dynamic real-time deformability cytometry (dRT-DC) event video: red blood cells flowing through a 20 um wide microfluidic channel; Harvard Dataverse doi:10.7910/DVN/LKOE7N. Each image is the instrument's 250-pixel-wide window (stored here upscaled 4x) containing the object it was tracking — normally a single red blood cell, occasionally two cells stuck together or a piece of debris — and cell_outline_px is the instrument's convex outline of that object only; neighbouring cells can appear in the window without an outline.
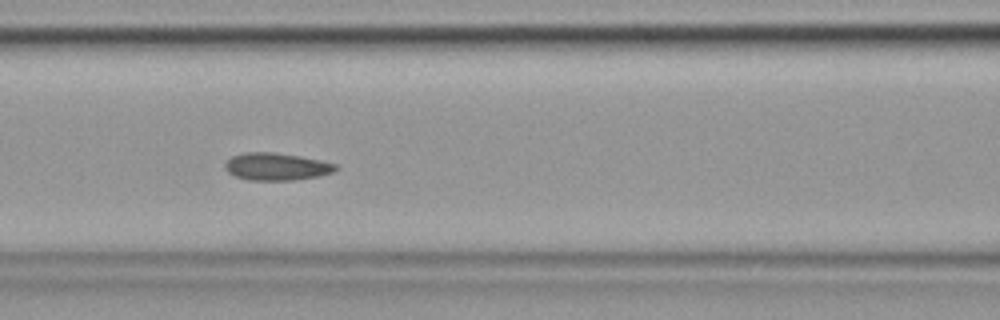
{"species": "common noctule bat (a hibernating species)", "species_latin": "Nyctalus noctula", "temperature_condition": "cold", "stored_images_in_passage": 41, "camera_frame_rate_fps": 3000, "um_per_image_px": 0.085, "animal": {"sex": "female", "body_mass_g": 19.9}, "frame": {"image": 1, "passage_image": 8, "time_ms": 2.333, "image_size_px": [1000, 320], "cell_outline_px": [[340, 168], [332, 172], [320, 176], [296, 180], [248, 180], [236, 176], [228, 172], [224, 168], [224, 164], [232, 156], [244, 152], [272, 152], [300, 156], [320, 160], [336, 164]], "centroid_in_image_um": [23.51, 14.16], "position_along_channel_um": 143.1, "area_um2": 17.74}}